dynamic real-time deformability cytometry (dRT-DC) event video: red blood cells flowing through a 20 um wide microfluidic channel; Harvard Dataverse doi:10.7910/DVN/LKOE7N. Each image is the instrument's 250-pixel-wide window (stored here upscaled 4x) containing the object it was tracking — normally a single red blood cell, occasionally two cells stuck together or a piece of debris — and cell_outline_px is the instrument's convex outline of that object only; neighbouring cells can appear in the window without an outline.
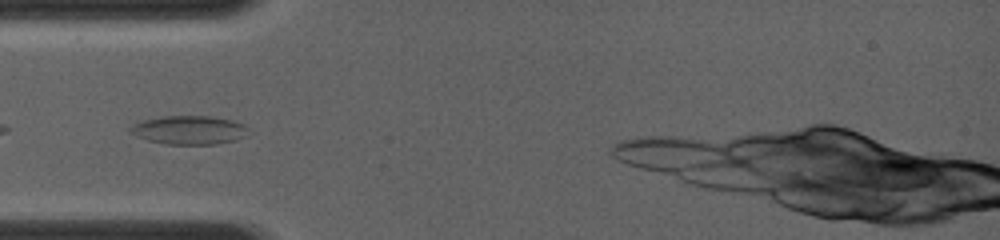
{"species": "common noctule bat (a hibernating species)", "species_latin": "Nyctalus noctula", "temperature_condition": "room temperature", "stored_images_in_passage": 27, "camera_frame_rate_fps": 4000, "um_per_image_px": 0.085, "animal": {"sex": "female", "body_mass_g": 19.0, "forearm_length_mm": 56.7}, "frame": {"image": 1, "passage_image": 4, "time_ms": 0.5, "image_size_px": [1000, 240], "cell_outline_px": [[248, 136], [236, 140], [216, 144], [168, 144], [148, 140], [136, 136], [128, 132], [128, 128], [144, 120], [160, 116], [212, 116], [232, 120], [244, 124], [248, 128]], "centroid_in_image_um": [16.11, 11.05], "position_along_channel_um": 68.9, "area_um2": 19.83}}
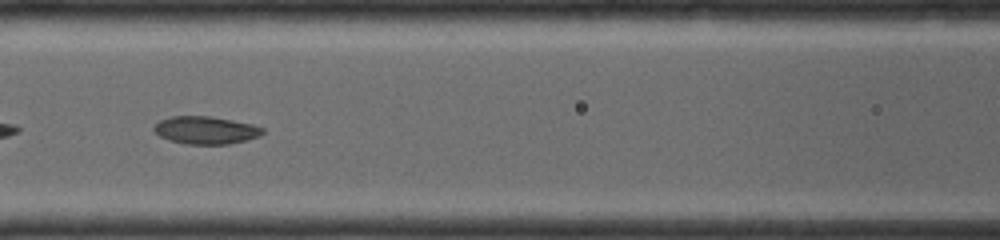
{"frame": {"image": 2, "passage_image": 19, "time_ms": 2.25, "image_size_px": [1000, 240], "cell_outline_px": [[264, 132], [260, 136], [228, 144], [184, 144], [168, 140], [152, 132], [152, 128], [160, 120], [172, 116], [208, 116], [232, 120], [252, 124], [264, 128]], "centroid_in_image_um": [17.45, 11.07], "position_along_channel_um": 149.2, "area_um2": 17.57}}
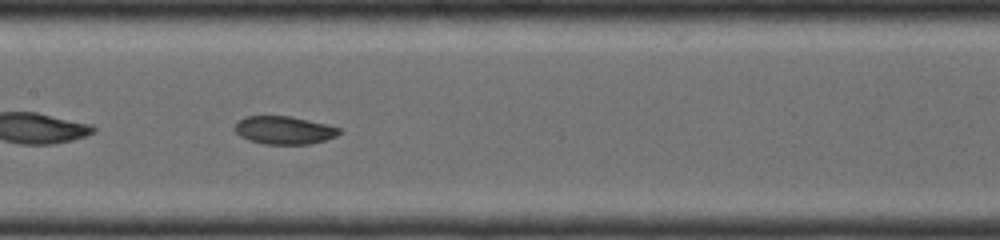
{"frame": {"image": 3, "passage_image": 26, "time_ms": 3.0, "image_size_px": [1000, 240], "cell_outline_px": [[340, 132], [336, 136], [324, 140], [308, 144], [264, 144], [248, 140], [240, 136], [236, 132], [236, 124], [244, 116], [288, 116], [308, 120], [340, 128]], "centroid_in_image_um": [24.13, 11.07], "position_along_channel_um": 183.3, "area_um2": 16.76}}